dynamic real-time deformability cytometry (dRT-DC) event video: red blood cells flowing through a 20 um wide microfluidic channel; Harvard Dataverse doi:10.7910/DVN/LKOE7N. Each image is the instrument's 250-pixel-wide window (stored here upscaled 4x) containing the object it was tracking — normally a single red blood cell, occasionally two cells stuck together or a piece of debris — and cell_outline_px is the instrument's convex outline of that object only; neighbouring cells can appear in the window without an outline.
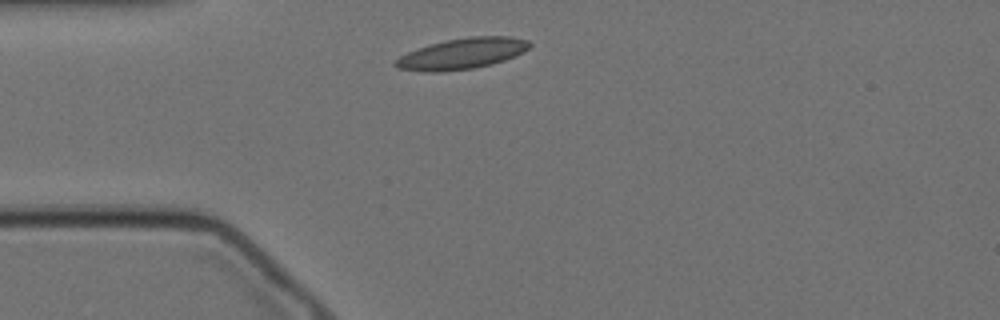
{"species": "Egyptian fruit bat (a non-hibernating species)", "species_latin": "Rousettus aegyptiacus", "temperature_condition": "cold", "stored_images_in_passage": 45, "camera_frame_rate_fps": 3000, "um_per_image_px": 0.085, "animal": {"sex": "female"}, "frame": {"image": 1, "passage_image": 1, "time_ms": 0.0, "image_size_px": [1000, 320], "cell_outline_px": [[532, 44], [524, 52], [516, 56], [492, 64], [472, 68], [440, 72], [428, 72], [396, 68], [392, 64], [400, 56], [416, 48], [428, 44], [444, 40], [472, 36], [512, 36], [528, 40]], "centroid_in_image_um": [39.27, 4.55], "position_along_channel_um": 45.7, "area_um2": 24.33}}
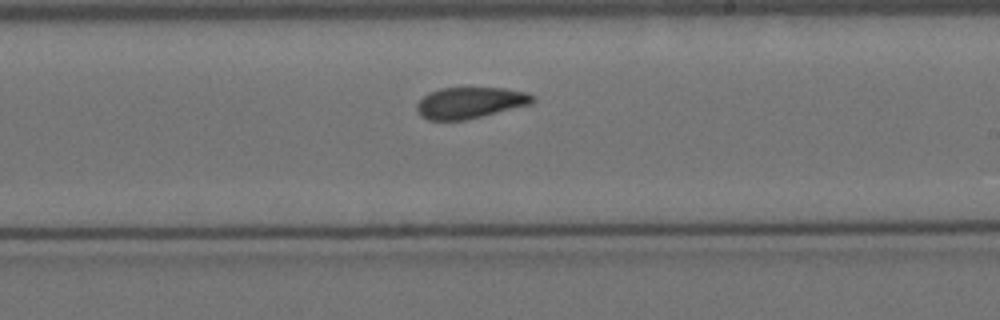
{"frame": {"image": 2, "passage_image": 20, "time_ms": 6.333, "image_size_px": [1000, 320], "cell_outline_px": [[536, 100], [532, 104], [464, 120], [428, 120], [420, 116], [416, 108], [416, 104], [428, 92], [440, 88], [504, 88], [528, 92]], "centroid_in_image_um": [39.95, 8.73], "position_along_channel_um": 249.1, "area_um2": 21.1}}
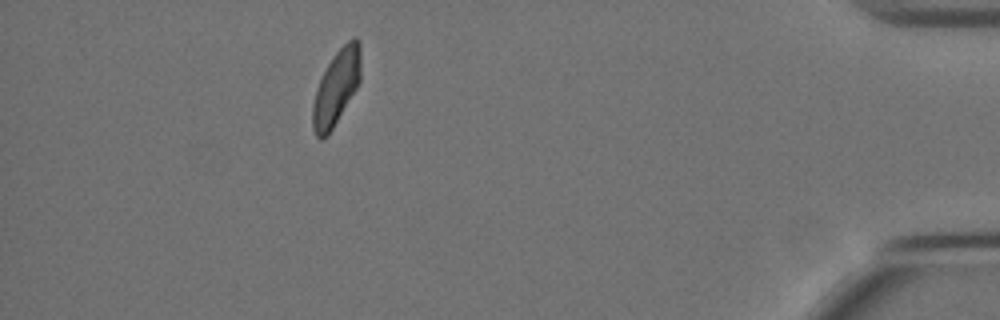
{"frame": {"image": 3, "passage_image": 39, "time_ms": 12.667, "image_size_px": [1000, 320], "cell_outline_px": [[360, 80], [356, 88], [328, 136], [320, 140], [316, 136], [312, 128], [312, 104], [316, 88], [328, 64], [336, 52], [352, 36], [356, 36], [360, 40]], "centroid_in_image_um": [28.57, 7.44], "position_along_channel_um": 406.6, "area_um2": 20.92}, "authors_computed_cell_mechanics": {"area_um2": 21.675, "velocity_mm_per_s": 3.3969, "shape_relaxation_time_tau1_ms": 7.8183, "shape_relaxation_time_tau2_ms": 2.742, "deformation_change_tau1": 0.1546, "deformation_change_tau2": 0.0776}}